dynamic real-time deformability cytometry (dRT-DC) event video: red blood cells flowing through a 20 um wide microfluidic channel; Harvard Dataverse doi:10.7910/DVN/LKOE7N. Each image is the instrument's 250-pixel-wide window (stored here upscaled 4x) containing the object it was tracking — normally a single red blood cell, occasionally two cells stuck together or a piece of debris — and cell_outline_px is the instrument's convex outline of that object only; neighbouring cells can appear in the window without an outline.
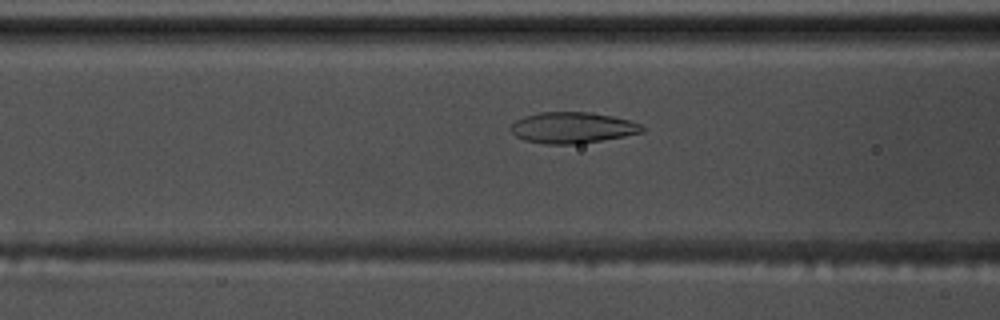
{"species": "common noctule bat (a hibernating species)", "species_latin": "Nyctalus noctula", "temperature_condition": "warm", "stored_images_in_passage": 58, "camera_frame_rate_fps": 3000, "um_per_image_px": 0.085, "animal": {"sex": "male", "body_mass_g": 17.5, "forearm_length_mm": 52.3}, "frame": {"image": 1, "passage_image": 24, "time_ms": 7.667, "image_size_px": [1000, 320], "cell_outline_px": [[644, 132], [624, 136], [580, 144], [544, 144], [524, 140], [516, 136], [508, 128], [516, 120], [524, 116], [540, 112], [588, 112], [612, 116], [632, 120], [640, 124], [644, 128]], "centroid_in_image_um": [48.65, 10.85], "position_along_channel_um": 117.9, "area_um2": 23.93}}
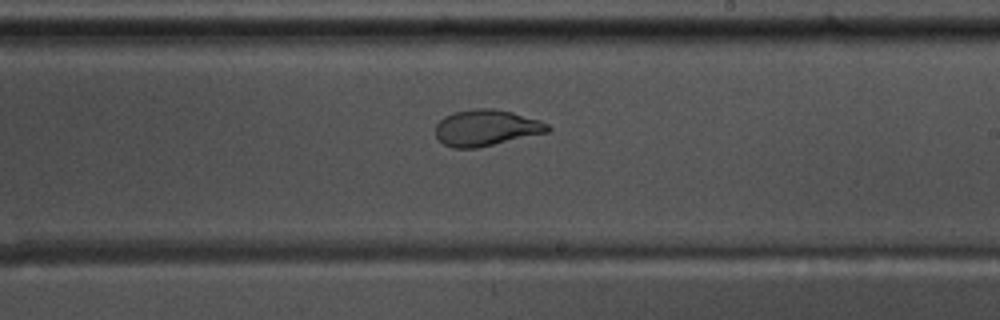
{"frame": {"image": 2, "passage_image": 35, "time_ms": 11.333, "image_size_px": [1000, 320], "cell_outline_px": [[552, 128], [548, 132], [476, 148], [452, 148], [444, 144], [436, 136], [436, 124], [444, 116], [456, 112], [476, 108], [492, 108], [512, 112], [540, 120], [548, 124]], "centroid_in_image_um": [41.33, 10.86], "position_along_channel_um": 247.7, "area_um2": 23.52}}
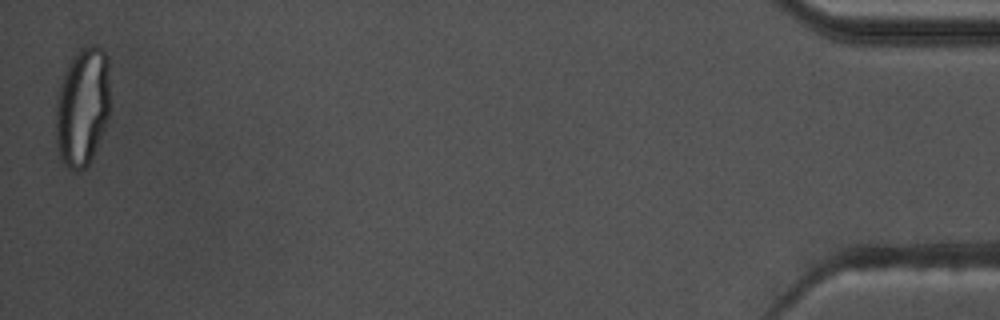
{"frame": {"image": 3, "passage_image": 58, "time_ms": 19.0, "image_size_px": [1000, 320], "cell_outline_px": [[108, 116], [104, 128], [92, 156], [88, 164], [84, 168], [68, 168], [64, 164], [60, 156], [56, 140], [56, 96], [60, 84], [76, 52], [88, 44], [96, 44], [108, 56]], "centroid_in_image_um": [7.0, 9.04], "position_along_channel_um": 428.2, "area_um2": 36.88}, "authors_computed_cell_mechanics": {"area_um2": 25.2297, "velocity_mm_per_s": 3.5461, "shape_relaxation_time_tau1_ms": null, "shape_relaxation_time_tau2_ms": 0.8201, "deformation_change_tau1": null, "deformation_change_tau2": 0.062}}